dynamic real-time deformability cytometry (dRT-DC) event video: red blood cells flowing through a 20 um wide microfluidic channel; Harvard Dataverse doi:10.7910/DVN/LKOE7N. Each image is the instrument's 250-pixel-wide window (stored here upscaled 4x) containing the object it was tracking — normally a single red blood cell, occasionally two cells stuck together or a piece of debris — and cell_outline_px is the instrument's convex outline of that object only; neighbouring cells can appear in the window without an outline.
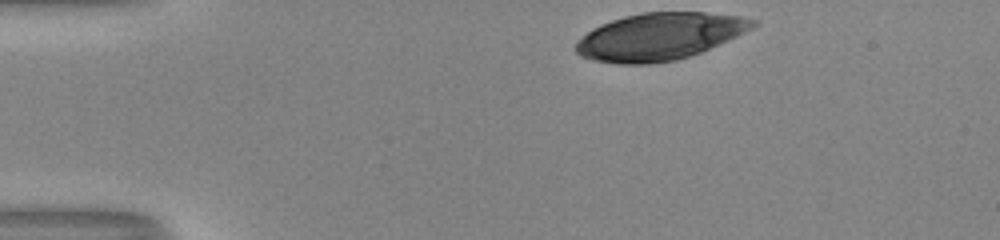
{"species": "human", "species_latin": "Homo sapiens", "temperature_condition": "room temperature", "stored_images_in_passage": 35, "camera_frame_rate_fps": 3000, "um_per_image_px": 0.085, "donor": {"sex": "male"}, "frame": {"image": 1, "passage_image": 1, "time_ms": 0.0, "image_size_px": [1000, 240], "cell_outline_px": [[760, 24], [728, 40], [700, 52], [676, 60], [648, 64], [620, 64], [592, 60], [580, 56], [576, 52], [576, 40], [592, 28], [600, 24], [624, 16], [644, 12], [704, 12], [740, 16], [756, 20]], "centroid_in_image_um": [56.03, 3.1], "position_along_channel_um": 29.0, "area_um2": 48.55}}
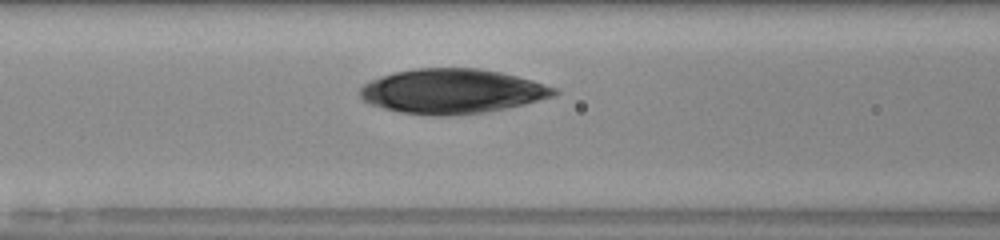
{"frame": {"image": 2, "passage_image": 14, "time_ms": 4.333, "image_size_px": [1000, 240], "cell_outline_px": [[560, 92], [556, 96], [524, 104], [484, 112], [440, 116], [400, 112], [384, 108], [372, 104], [364, 100], [360, 96], [360, 88], [368, 80], [380, 76], [396, 72], [416, 68], [480, 68], [500, 72], [532, 80], [556, 88]], "centroid_in_image_um": [38.44, 7.74], "position_along_channel_um": 128.2, "area_um2": 50.29}}
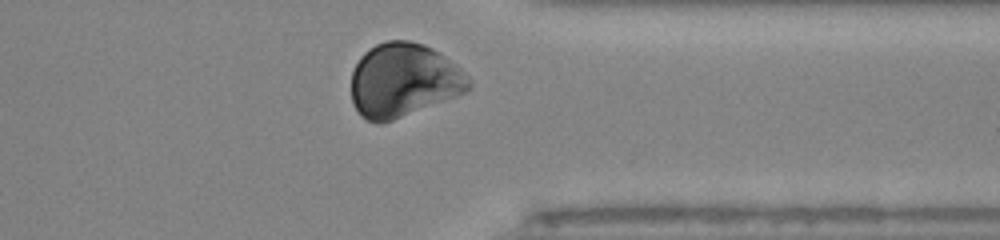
{"frame": {"image": 3, "passage_image": 33, "time_ms": 10.667, "image_size_px": [1000, 240], "cell_outline_px": [[472, 84], [464, 92], [456, 96], [392, 120], [380, 124], [376, 124], [360, 116], [352, 104], [352, 72], [360, 56], [368, 48], [376, 44], [388, 40], [408, 40], [424, 44], [440, 52], [456, 64], [468, 76]], "centroid_in_image_um": [34.28, 6.81], "position_along_channel_um": 377.1, "area_um2": 50.58}, "authors_computed_cell_mechanics": {"area_um2": 49.2456, "velocity_mm_per_s": 3.9948, "shape_relaxation_time_tau1_ms": 2.6562, "shape_relaxation_time_tau2_ms": 5.7816, "deformation_change_tau1": 0.1393, "deformation_change_tau2": 0.0864}}